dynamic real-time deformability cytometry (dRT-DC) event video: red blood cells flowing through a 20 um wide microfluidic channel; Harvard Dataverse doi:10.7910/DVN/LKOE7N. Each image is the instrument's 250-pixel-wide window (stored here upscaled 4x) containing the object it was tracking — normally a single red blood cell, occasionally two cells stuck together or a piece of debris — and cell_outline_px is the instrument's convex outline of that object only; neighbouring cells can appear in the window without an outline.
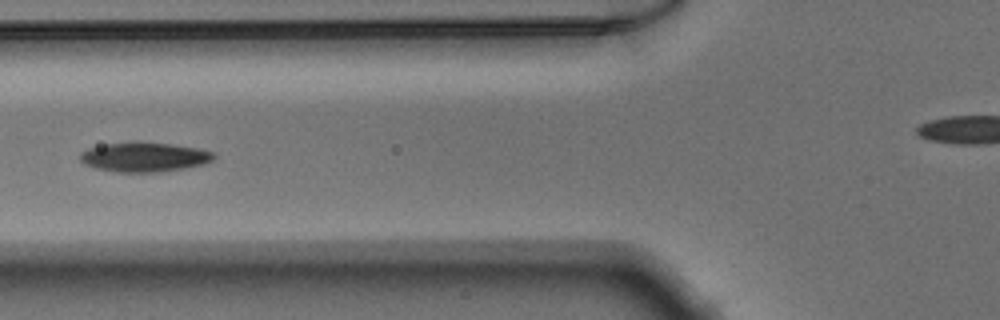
{"species": "Egyptian fruit bat (a non-hibernating species)", "species_latin": "Rousettus aegyptiacus", "temperature_condition": "warm", "stored_images_in_passage": 52, "camera_frame_rate_fps": 3000, "um_per_image_px": 0.085, "animal": {"sex": "male"}, "frame": {"image": 1, "passage_image": 20, "time_ms": 6.333, "image_size_px": [1000, 320], "cell_outline_px": [[216, 156], [212, 160], [204, 164], [184, 168], [160, 172], [116, 172], [96, 168], [84, 164], [80, 160], [80, 152], [88, 148], [104, 144], [168, 144], [196, 148], [212, 152]], "centroid_in_image_um": [12.24, 13.39], "position_along_channel_um": 113.6, "area_um2": 22.25}}
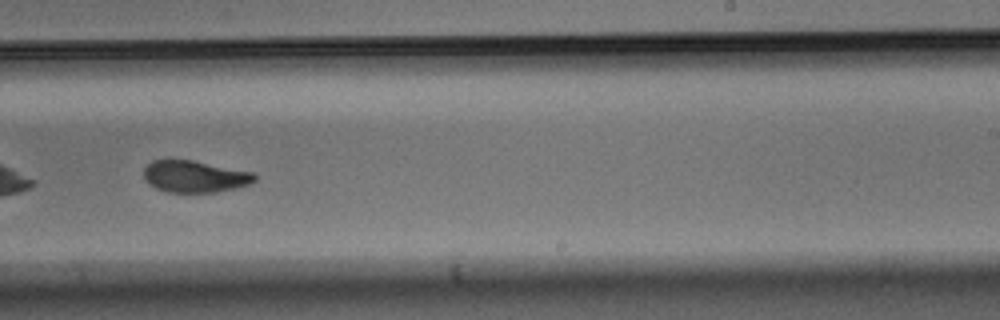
{"frame": {"image": 2, "passage_image": 32, "time_ms": 10.333, "image_size_px": [1000, 320], "cell_outline_px": [[256, 180], [248, 184], [236, 188], [216, 192], [168, 192], [156, 188], [148, 184], [144, 180], [144, 168], [152, 160], [192, 160], [256, 172]], "centroid_in_image_um": [16.57, 15.0], "position_along_channel_um": 272.4, "area_um2": 20.69}}
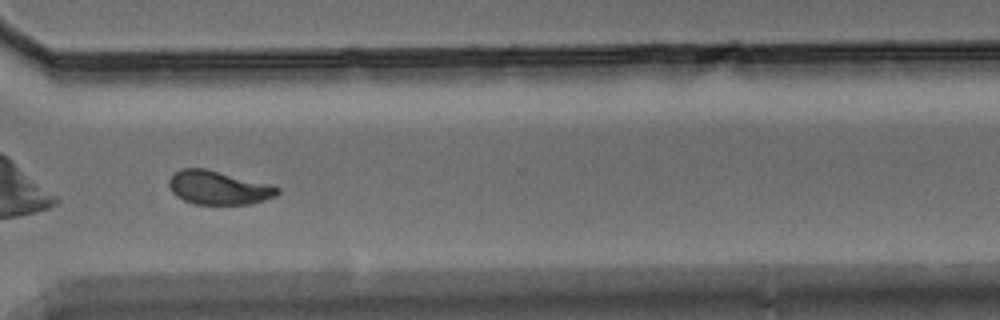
{"frame": {"image": 3, "passage_image": 38, "time_ms": 12.333, "image_size_px": [1000, 320], "cell_outline_px": [[280, 192], [276, 196], [264, 200], [248, 204], [196, 204], [184, 200], [176, 196], [172, 192], [168, 184], [168, 180], [180, 168], [204, 168], [268, 184], [280, 188]], "centroid_in_image_um": [18.55, 15.96], "position_along_channel_um": 352.1, "area_um2": 21.04}}